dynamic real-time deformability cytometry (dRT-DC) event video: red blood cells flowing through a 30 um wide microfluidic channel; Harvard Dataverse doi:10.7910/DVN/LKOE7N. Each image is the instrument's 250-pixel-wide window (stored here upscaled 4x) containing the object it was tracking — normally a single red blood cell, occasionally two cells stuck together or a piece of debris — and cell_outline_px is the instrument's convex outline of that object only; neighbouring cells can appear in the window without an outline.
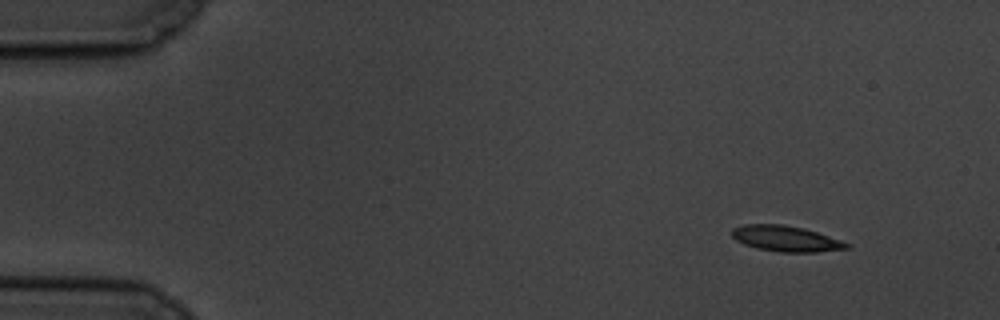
{"species": "common noctule bat (a hibernating species)", "species_latin": "Nyctalus noctula", "temperature_condition": "cold", "stored_images_in_passage": 53, "camera_frame_rate_fps": 3000, "um_per_image_px": 0.085, "animal": {"sex": "male", "body_mass_g": 19.5, "forearm_length_mm": 54.6}, "frame": {"image": 1, "passage_image": 1, "time_ms": 0.0, "image_size_px": [1000, 320], "cell_outline_px": [[852, 248], [816, 252], [780, 252], [756, 248], [744, 244], [736, 240], [732, 236], [732, 228], [744, 224], [784, 224], [804, 228], [852, 244]], "centroid_in_image_um": [66.81, 20.28], "position_along_channel_um": 18.2, "area_um2": 17.28}}
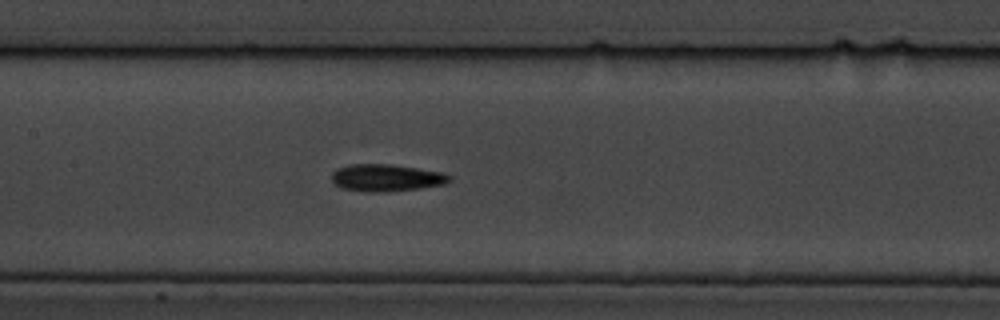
{"frame": {"image": 2, "passage_image": 23, "time_ms": 7.333, "image_size_px": [1000, 320], "cell_outline_px": [[452, 180], [444, 184], [420, 188], [388, 192], [368, 192], [340, 188], [332, 180], [332, 172], [336, 168], [352, 164], [388, 164], [444, 172], [452, 176]], "centroid_in_image_um": [32.84, 15.11], "position_along_channel_um": 174.6, "area_um2": 18.73}}
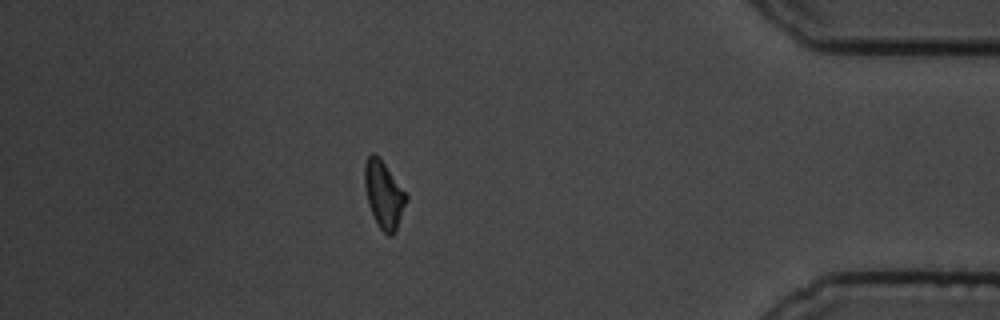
{"frame": {"image": 3, "passage_image": 46, "time_ms": 15.0, "image_size_px": [1000, 320], "cell_outline_px": [[408, 200], [396, 232], [392, 236], [388, 236], [380, 228], [368, 204], [364, 188], [364, 164], [368, 156], [372, 152], [380, 156], [408, 196]], "centroid_in_image_um": [32.63, 16.52], "position_along_channel_um": 402.6, "area_um2": 16.53}, "authors_computed_cell_mechanics": {"area_um2": 17.1666, "velocity_mm_per_s": 3.4726, "shape_relaxation_time_tau1_ms": 3.2582, "shape_relaxation_time_tau2_ms": 4.6885, "deformation_change_tau1": 0.0945, "deformation_change_tau2": 0.1283}}